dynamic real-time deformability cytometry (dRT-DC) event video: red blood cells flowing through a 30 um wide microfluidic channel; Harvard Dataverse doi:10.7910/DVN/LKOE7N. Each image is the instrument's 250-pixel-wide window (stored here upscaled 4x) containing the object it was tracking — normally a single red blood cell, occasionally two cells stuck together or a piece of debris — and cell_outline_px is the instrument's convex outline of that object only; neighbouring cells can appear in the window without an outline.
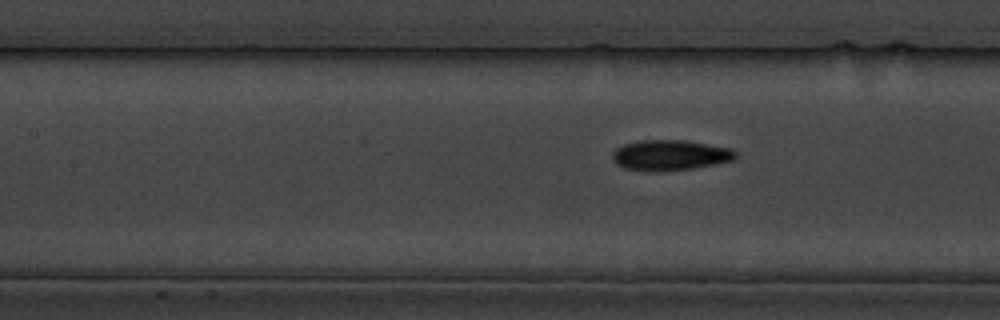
{"species": "common noctule bat (a hibernating species)", "species_latin": "Nyctalus noctula", "temperature_condition": "cold", "stored_images_in_passage": 8, "segment_of_instrument_passage": [2, 2], "camera_frame_rate_fps": 3000, "um_per_image_px": 0.085, "animal": {"sex": "male", "body_mass_g": 19.5, "forearm_length_mm": 54.6}, "frame": {"image": 1, "passage_image": 8, "time_ms": 9.0, "image_size_px": [1000, 320], "cell_outline_px": [[736, 160], [696, 168], [660, 172], [624, 168], [616, 164], [612, 160], [612, 152], [616, 148], [624, 144], [640, 140], [684, 140], [732, 148], [736, 152]], "centroid_in_image_um": [56.97, 13.19], "position_along_channel_um": 150.4, "area_um2": 22.14}}